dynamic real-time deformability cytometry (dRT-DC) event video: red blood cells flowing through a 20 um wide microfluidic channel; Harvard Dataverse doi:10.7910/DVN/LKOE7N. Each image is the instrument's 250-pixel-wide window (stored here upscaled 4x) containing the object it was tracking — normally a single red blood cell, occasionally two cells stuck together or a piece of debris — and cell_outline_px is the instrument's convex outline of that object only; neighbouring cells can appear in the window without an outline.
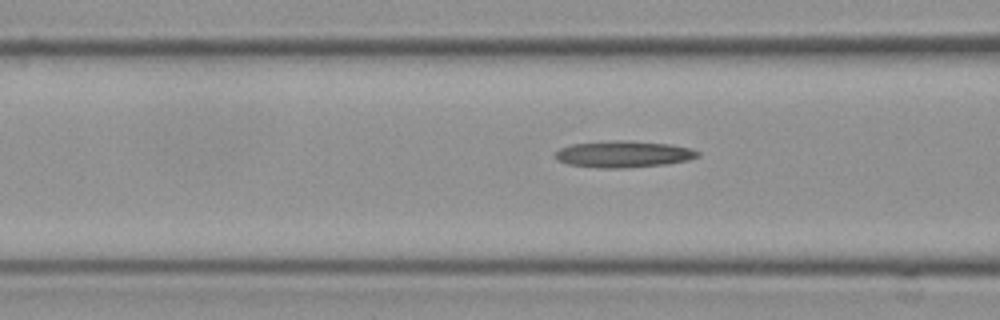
{"species": "Egyptian fruit bat (a non-hibernating species)", "species_latin": "Rousettus aegyptiacus", "temperature_condition": "cold", "stored_images_in_passage": 42, "camera_frame_rate_fps": 3000, "um_per_image_px": 0.085, "frame": {"image": 1, "passage_image": 19, "time_ms": 6.0, "image_size_px": [1000, 320], "cell_outline_px": [[700, 156], [688, 160], [664, 164], [620, 168], [600, 168], [568, 164], [556, 160], [552, 156], [560, 148], [572, 144], [616, 140], [628, 140], [672, 144], [692, 148], [700, 152]], "centroid_in_image_um": [53.0, 13.09], "position_along_channel_um": 113.6, "area_um2": 22.2}}
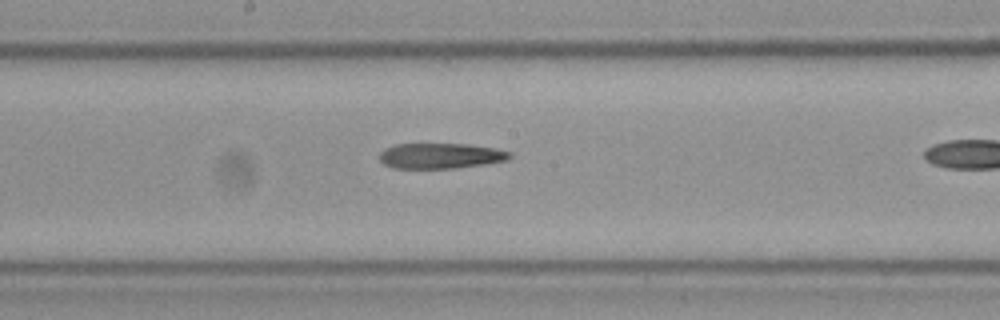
{"frame": {"image": 2, "passage_image": 27, "time_ms": 8.667, "image_size_px": [1000, 320], "cell_outline_px": [[512, 156], [508, 160], [484, 164], [456, 168], [392, 168], [384, 164], [380, 160], [380, 152], [384, 148], [396, 144], [468, 144], [496, 148], [512, 152]], "centroid_in_image_um": [37.47, 13.24], "position_along_channel_um": 210.7, "area_um2": 19.42}}
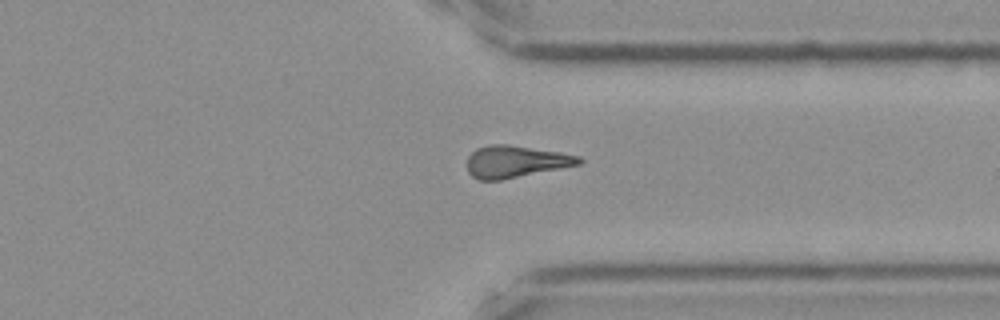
{"frame": {"image": 3, "passage_image": 40, "time_ms": 13.0, "image_size_px": [1000, 320], "cell_outline_px": [[584, 160], [580, 164], [500, 180], [480, 180], [472, 176], [468, 172], [468, 156], [476, 148], [488, 144], [508, 144], [560, 152], [580, 156]], "centroid_in_image_um": [43.81, 13.72], "position_along_channel_um": 367.6, "area_um2": 20.75}}